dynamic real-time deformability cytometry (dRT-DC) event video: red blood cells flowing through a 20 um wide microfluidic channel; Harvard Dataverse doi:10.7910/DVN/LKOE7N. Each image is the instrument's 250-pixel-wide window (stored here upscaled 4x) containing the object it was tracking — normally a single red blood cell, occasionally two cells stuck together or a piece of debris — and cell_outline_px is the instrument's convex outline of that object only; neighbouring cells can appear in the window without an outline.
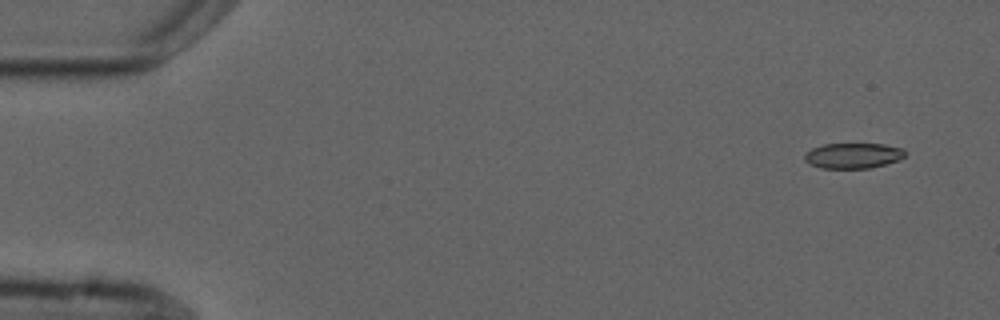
{"species": "common noctule bat (a hibernating species)", "species_latin": "Nyctalus noctula", "temperature_condition": "cold", "stored_images_in_passage": 8, "camera_frame_rate_fps": 3000, "um_per_image_px": 0.085, "animal": {"sex": "male", "forearm_length_mm": 52.5}, "frame": {"image": 1, "passage_image": 1, "time_ms": 0.0, "image_size_px": [1000, 320], "cell_outline_px": [[904, 156], [896, 160], [884, 164], [868, 168], [820, 168], [804, 160], [804, 156], [812, 148], [824, 144], [884, 144], [904, 148]], "centroid_in_image_um": [72.5, 13.22], "position_along_channel_um": 12.5, "area_um2": 14.62}}